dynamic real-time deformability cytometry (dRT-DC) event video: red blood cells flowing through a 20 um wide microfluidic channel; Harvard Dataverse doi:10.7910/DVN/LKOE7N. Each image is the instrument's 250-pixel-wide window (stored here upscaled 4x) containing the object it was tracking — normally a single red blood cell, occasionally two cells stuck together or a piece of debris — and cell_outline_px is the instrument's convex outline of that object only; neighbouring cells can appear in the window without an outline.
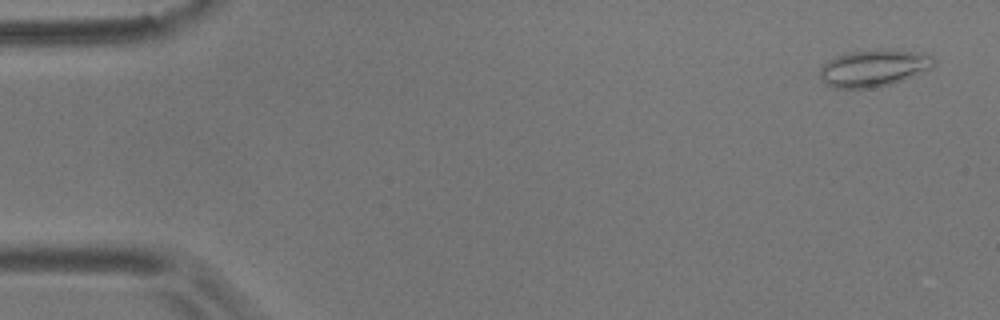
{"species": "common noctule bat (a hibernating species)", "species_latin": "Nyctalus noctula", "temperature_condition": "room temperature", "stored_images_in_passage": 56, "camera_frame_rate_fps": 3000, "um_per_image_px": 0.085, "animal": {"sex": "male", "body_mass_g": 17.9}, "frame": {"image": 1, "passage_image": 3, "time_ms": 0.667, "image_size_px": [1000, 320], "cell_outline_px": [[936, 64], [932, 68], [892, 84], [872, 88], [832, 88], [820, 80], [820, 68], [828, 60], [836, 56], [848, 52], [880, 48], [888, 48], [924, 52], [932, 56], [936, 60]], "centroid_in_image_um": [74.3, 5.76], "position_along_channel_um": 10.7, "area_um2": 25.14}}
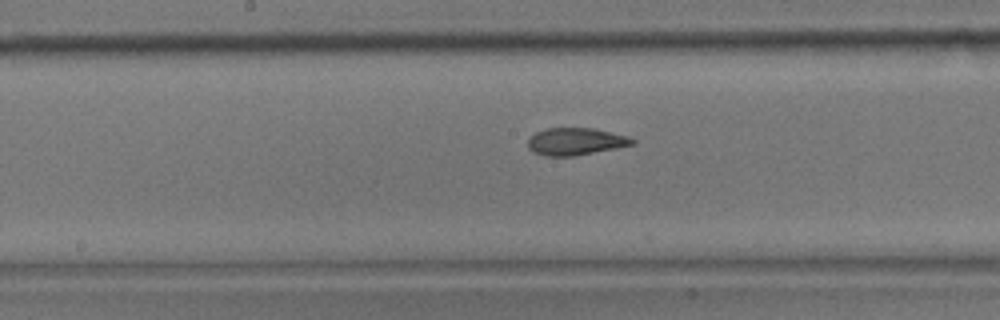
{"frame": {"image": 2, "passage_image": 29, "time_ms": 9.333, "image_size_px": [1000, 320], "cell_outline_px": [[636, 144], [616, 148], [572, 156], [544, 156], [532, 152], [528, 148], [528, 136], [544, 128], [592, 128], [628, 136], [636, 140]], "centroid_in_image_um": [48.89, 12.02], "position_along_channel_um": 199.3, "area_um2": 16.7}}
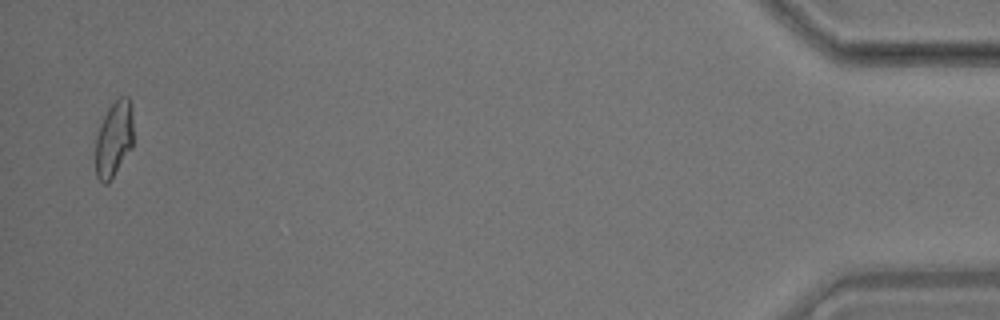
{"frame": {"image": 3, "passage_image": 55, "time_ms": 18.0, "image_size_px": [1000, 320], "cell_outline_px": [[132, 148], [108, 184], [104, 184], [96, 176], [96, 136], [100, 124], [108, 108], [120, 96], [128, 96], [132, 108]], "centroid_in_image_um": [9.68, 11.82], "position_along_channel_um": 425.5, "area_um2": 16.7}, "authors_computed_cell_mechanics": {"area_um2": 17.3111, "velocity_mm_per_s": 3.5925, "shape_relaxation_time_tau1_ms": null, "shape_relaxation_time_tau2_ms": 1.4627, "deformation_change_tau1": null, "deformation_change_tau2": 0.0783}}